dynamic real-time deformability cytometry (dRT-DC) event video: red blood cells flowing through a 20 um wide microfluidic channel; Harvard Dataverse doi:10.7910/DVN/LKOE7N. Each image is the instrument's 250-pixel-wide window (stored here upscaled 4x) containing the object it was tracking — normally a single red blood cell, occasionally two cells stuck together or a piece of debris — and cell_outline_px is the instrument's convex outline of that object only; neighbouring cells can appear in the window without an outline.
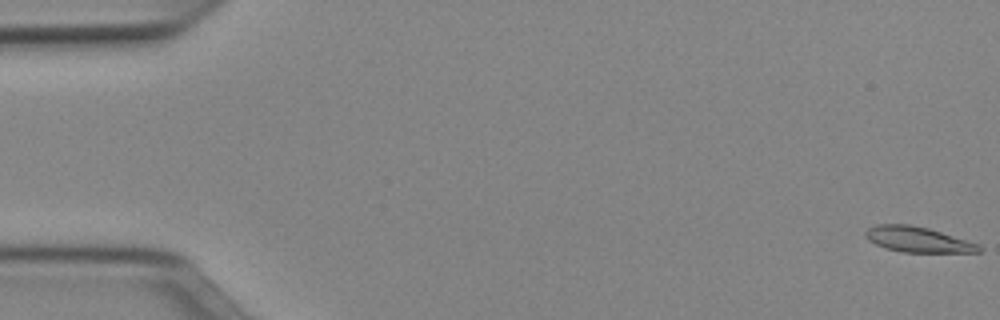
{"species": "Egyptian fruit bat (a non-hibernating species)", "species_latin": "Rousettus aegyptiacus", "temperature_condition": "cold", "stored_images_in_passage": 52, "camera_frame_rate_fps": 3000, "um_per_image_px": 0.085, "animal": {"sex": "female"}, "frame": {"image": 1, "passage_image": 1, "time_ms": 0.0, "image_size_px": [1000, 320], "cell_outline_px": [[984, 248], [980, 252], [904, 252], [884, 248], [868, 240], [864, 236], [864, 232], [868, 228], [876, 224], [908, 224], [928, 228], [980, 244]], "centroid_in_image_um": [78.01, 20.35], "position_along_channel_um": 7.0, "area_um2": 16.88}}
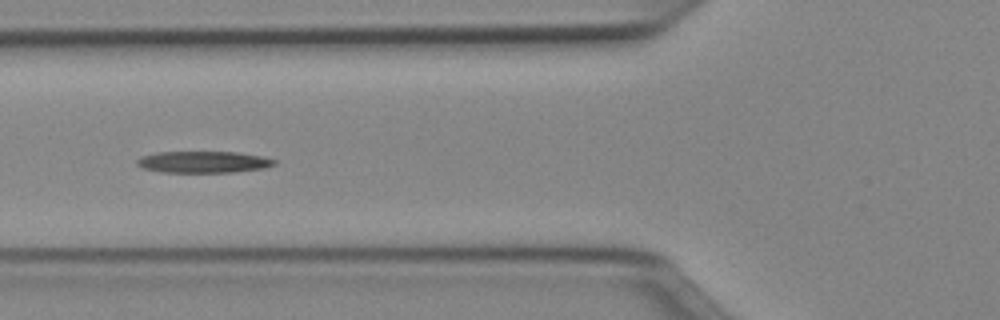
{"frame": {"image": 2, "passage_image": 20, "time_ms": 6.333, "image_size_px": [1000, 320], "cell_outline_px": [[276, 164], [264, 168], [236, 172], [164, 172], [144, 168], [136, 164], [136, 160], [140, 156], [156, 152], [240, 152], [264, 156], [276, 160]], "centroid_in_image_um": [17.32, 13.76], "position_along_channel_um": 108.5, "area_um2": 17.4}}
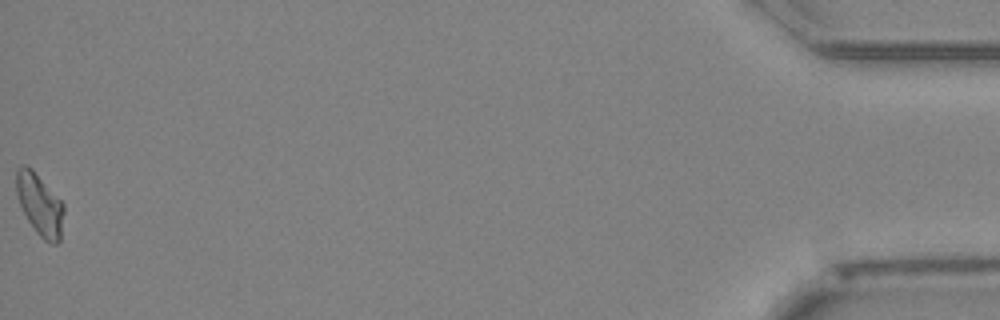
{"frame": {"image": 3, "passage_image": 52, "time_ms": 17.0, "image_size_px": [1000, 320], "cell_outline_px": [[64, 212], [60, 240], [56, 244], [52, 244], [44, 240], [36, 232], [28, 220], [20, 204], [16, 192], [16, 168], [24, 164], [28, 164], [32, 168], [64, 204]], "centroid_in_image_um": [3.38, 17.37], "position_along_channel_um": 431.8, "area_um2": 17.11}}